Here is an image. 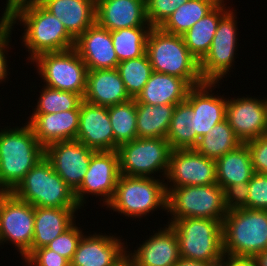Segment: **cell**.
<instances>
[{
  "instance_id": "obj_1",
  "label": "cell",
  "mask_w": 267,
  "mask_h": 266,
  "mask_svg": "<svg viewBox=\"0 0 267 266\" xmlns=\"http://www.w3.org/2000/svg\"><path fill=\"white\" fill-rule=\"evenodd\" d=\"M8 126L0 130V188L12 192L25 175L45 157L31 126Z\"/></svg>"
},
{
  "instance_id": "obj_2",
  "label": "cell",
  "mask_w": 267,
  "mask_h": 266,
  "mask_svg": "<svg viewBox=\"0 0 267 266\" xmlns=\"http://www.w3.org/2000/svg\"><path fill=\"white\" fill-rule=\"evenodd\" d=\"M13 26H24L22 43L28 49L30 62L46 52H60L75 47V39L62 22L40 3L20 7L12 14ZM19 22V23H18ZM22 24V25H21Z\"/></svg>"
},
{
  "instance_id": "obj_3",
  "label": "cell",
  "mask_w": 267,
  "mask_h": 266,
  "mask_svg": "<svg viewBox=\"0 0 267 266\" xmlns=\"http://www.w3.org/2000/svg\"><path fill=\"white\" fill-rule=\"evenodd\" d=\"M146 53L153 71L182 78L191 87L204 83L199 61L188 50L182 35L152 27L147 36Z\"/></svg>"
},
{
  "instance_id": "obj_4",
  "label": "cell",
  "mask_w": 267,
  "mask_h": 266,
  "mask_svg": "<svg viewBox=\"0 0 267 266\" xmlns=\"http://www.w3.org/2000/svg\"><path fill=\"white\" fill-rule=\"evenodd\" d=\"M223 253L256 257L267 250V210L227 211L222 222Z\"/></svg>"
},
{
  "instance_id": "obj_5",
  "label": "cell",
  "mask_w": 267,
  "mask_h": 266,
  "mask_svg": "<svg viewBox=\"0 0 267 266\" xmlns=\"http://www.w3.org/2000/svg\"><path fill=\"white\" fill-rule=\"evenodd\" d=\"M164 181V178L161 180L155 177H131L120 174L114 197L106 208L135 219H141L158 208L167 211Z\"/></svg>"
},
{
  "instance_id": "obj_6",
  "label": "cell",
  "mask_w": 267,
  "mask_h": 266,
  "mask_svg": "<svg viewBox=\"0 0 267 266\" xmlns=\"http://www.w3.org/2000/svg\"><path fill=\"white\" fill-rule=\"evenodd\" d=\"M12 193L34 207H79L74 191L45 157L25 175Z\"/></svg>"
},
{
  "instance_id": "obj_7",
  "label": "cell",
  "mask_w": 267,
  "mask_h": 266,
  "mask_svg": "<svg viewBox=\"0 0 267 266\" xmlns=\"http://www.w3.org/2000/svg\"><path fill=\"white\" fill-rule=\"evenodd\" d=\"M169 224L175 231L180 256L209 263L223 258L222 222L207 218H181Z\"/></svg>"
},
{
  "instance_id": "obj_8",
  "label": "cell",
  "mask_w": 267,
  "mask_h": 266,
  "mask_svg": "<svg viewBox=\"0 0 267 266\" xmlns=\"http://www.w3.org/2000/svg\"><path fill=\"white\" fill-rule=\"evenodd\" d=\"M166 212L172 216L168 223L181 218H207L223 222L227 214L224 190L217 183L169 188Z\"/></svg>"
},
{
  "instance_id": "obj_9",
  "label": "cell",
  "mask_w": 267,
  "mask_h": 266,
  "mask_svg": "<svg viewBox=\"0 0 267 266\" xmlns=\"http://www.w3.org/2000/svg\"><path fill=\"white\" fill-rule=\"evenodd\" d=\"M171 150L166 138H136L123 143L117 149L119 172L125 176L150 178L160 172L165 178Z\"/></svg>"
},
{
  "instance_id": "obj_10",
  "label": "cell",
  "mask_w": 267,
  "mask_h": 266,
  "mask_svg": "<svg viewBox=\"0 0 267 266\" xmlns=\"http://www.w3.org/2000/svg\"><path fill=\"white\" fill-rule=\"evenodd\" d=\"M32 62L36 63L37 72L45 86L76 93L83 98L88 69L75 48L42 53Z\"/></svg>"
},
{
  "instance_id": "obj_11",
  "label": "cell",
  "mask_w": 267,
  "mask_h": 266,
  "mask_svg": "<svg viewBox=\"0 0 267 266\" xmlns=\"http://www.w3.org/2000/svg\"><path fill=\"white\" fill-rule=\"evenodd\" d=\"M236 10H229L219 21L209 52L199 62L204 82H218L230 73L238 47Z\"/></svg>"
},
{
  "instance_id": "obj_12",
  "label": "cell",
  "mask_w": 267,
  "mask_h": 266,
  "mask_svg": "<svg viewBox=\"0 0 267 266\" xmlns=\"http://www.w3.org/2000/svg\"><path fill=\"white\" fill-rule=\"evenodd\" d=\"M33 233L34 206L4 192L0 197V245H15L23 257L31 249Z\"/></svg>"
},
{
  "instance_id": "obj_13",
  "label": "cell",
  "mask_w": 267,
  "mask_h": 266,
  "mask_svg": "<svg viewBox=\"0 0 267 266\" xmlns=\"http://www.w3.org/2000/svg\"><path fill=\"white\" fill-rule=\"evenodd\" d=\"M119 172V156L117 151H97L89 163V168L80 187L74 192L80 208L86 204V198L91 194L103 197V206H107L114 197Z\"/></svg>"
},
{
  "instance_id": "obj_14",
  "label": "cell",
  "mask_w": 267,
  "mask_h": 266,
  "mask_svg": "<svg viewBox=\"0 0 267 266\" xmlns=\"http://www.w3.org/2000/svg\"><path fill=\"white\" fill-rule=\"evenodd\" d=\"M165 179L166 191L174 187L217 183L216 160L207 158L194 149L171 150Z\"/></svg>"
},
{
  "instance_id": "obj_15",
  "label": "cell",
  "mask_w": 267,
  "mask_h": 266,
  "mask_svg": "<svg viewBox=\"0 0 267 266\" xmlns=\"http://www.w3.org/2000/svg\"><path fill=\"white\" fill-rule=\"evenodd\" d=\"M95 152L76 140L54 142L45 147V158L75 192L80 187Z\"/></svg>"
},
{
  "instance_id": "obj_16",
  "label": "cell",
  "mask_w": 267,
  "mask_h": 266,
  "mask_svg": "<svg viewBox=\"0 0 267 266\" xmlns=\"http://www.w3.org/2000/svg\"><path fill=\"white\" fill-rule=\"evenodd\" d=\"M227 98L226 119L242 143L267 134V97Z\"/></svg>"
},
{
  "instance_id": "obj_17",
  "label": "cell",
  "mask_w": 267,
  "mask_h": 266,
  "mask_svg": "<svg viewBox=\"0 0 267 266\" xmlns=\"http://www.w3.org/2000/svg\"><path fill=\"white\" fill-rule=\"evenodd\" d=\"M217 85L219 88L218 82H204L188 91L186 101L192 106L196 145L200 137L226 119L227 98L212 93Z\"/></svg>"
},
{
  "instance_id": "obj_18",
  "label": "cell",
  "mask_w": 267,
  "mask_h": 266,
  "mask_svg": "<svg viewBox=\"0 0 267 266\" xmlns=\"http://www.w3.org/2000/svg\"><path fill=\"white\" fill-rule=\"evenodd\" d=\"M76 141L96 152L114 151V134L108 107L82 100Z\"/></svg>"
},
{
  "instance_id": "obj_19",
  "label": "cell",
  "mask_w": 267,
  "mask_h": 266,
  "mask_svg": "<svg viewBox=\"0 0 267 266\" xmlns=\"http://www.w3.org/2000/svg\"><path fill=\"white\" fill-rule=\"evenodd\" d=\"M89 235L81 238L70 266H113L127 254L128 245L120 237L96 232Z\"/></svg>"
},
{
  "instance_id": "obj_20",
  "label": "cell",
  "mask_w": 267,
  "mask_h": 266,
  "mask_svg": "<svg viewBox=\"0 0 267 266\" xmlns=\"http://www.w3.org/2000/svg\"><path fill=\"white\" fill-rule=\"evenodd\" d=\"M88 70L112 69L119 64L111 32L97 22L75 41V47Z\"/></svg>"
},
{
  "instance_id": "obj_21",
  "label": "cell",
  "mask_w": 267,
  "mask_h": 266,
  "mask_svg": "<svg viewBox=\"0 0 267 266\" xmlns=\"http://www.w3.org/2000/svg\"><path fill=\"white\" fill-rule=\"evenodd\" d=\"M164 226L139 244L133 253L127 251L135 266H174L177 263L181 257L177 235L169 224Z\"/></svg>"
},
{
  "instance_id": "obj_22",
  "label": "cell",
  "mask_w": 267,
  "mask_h": 266,
  "mask_svg": "<svg viewBox=\"0 0 267 266\" xmlns=\"http://www.w3.org/2000/svg\"><path fill=\"white\" fill-rule=\"evenodd\" d=\"M96 22L109 31L151 26L145 0H96Z\"/></svg>"
},
{
  "instance_id": "obj_23",
  "label": "cell",
  "mask_w": 267,
  "mask_h": 266,
  "mask_svg": "<svg viewBox=\"0 0 267 266\" xmlns=\"http://www.w3.org/2000/svg\"><path fill=\"white\" fill-rule=\"evenodd\" d=\"M80 110H67L58 113L32 114L27 122L45 148L54 142L76 140Z\"/></svg>"
},
{
  "instance_id": "obj_24",
  "label": "cell",
  "mask_w": 267,
  "mask_h": 266,
  "mask_svg": "<svg viewBox=\"0 0 267 266\" xmlns=\"http://www.w3.org/2000/svg\"><path fill=\"white\" fill-rule=\"evenodd\" d=\"M80 207H34V233L31 249L21 259L25 260L35 249L46 247L75 223Z\"/></svg>"
},
{
  "instance_id": "obj_25",
  "label": "cell",
  "mask_w": 267,
  "mask_h": 266,
  "mask_svg": "<svg viewBox=\"0 0 267 266\" xmlns=\"http://www.w3.org/2000/svg\"><path fill=\"white\" fill-rule=\"evenodd\" d=\"M131 99L116 68L88 70L83 100L108 107Z\"/></svg>"
},
{
  "instance_id": "obj_26",
  "label": "cell",
  "mask_w": 267,
  "mask_h": 266,
  "mask_svg": "<svg viewBox=\"0 0 267 266\" xmlns=\"http://www.w3.org/2000/svg\"><path fill=\"white\" fill-rule=\"evenodd\" d=\"M39 3L62 22L75 40L96 22V0H41Z\"/></svg>"
},
{
  "instance_id": "obj_27",
  "label": "cell",
  "mask_w": 267,
  "mask_h": 266,
  "mask_svg": "<svg viewBox=\"0 0 267 266\" xmlns=\"http://www.w3.org/2000/svg\"><path fill=\"white\" fill-rule=\"evenodd\" d=\"M192 87L182 78L153 71L151 77L135 98L136 103L149 105L179 104L186 100Z\"/></svg>"
},
{
  "instance_id": "obj_28",
  "label": "cell",
  "mask_w": 267,
  "mask_h": 266,
  "mask_svg": "<svg viewBox=\"0 0 267 266\" xmlns=\"http://www.w3.org/2000/svg\"><path fill=\"white\" fill-rule=\"evenodd\" d=\"M221 0L182 37L190 53L200 62L209 52L220 19L230 10ZM227 7V8H226Z\"/></svg>"
},
{
  "instance_id": "obj_29",
  "label": "cell",
  "mask_w": 267,
  "mask_h": 266,
  "mask_svg": "<svg viewBox=\"0 0 267 266\" xmlns=\"http://www.w3.org/2000/svg\"><path fill=\"white\" fill-rule=\"evenodd\" d=\"M253 174L250 151L245 143L216 160L217 184L223 190L230 185L249 182Z\"/></svg>"
},
{
  "instance_id": "obj_30",
  "label": "cell",
  "mask_w": 267,
  "mask_h": 266,
  "mask_svg": "<svg viewBox=\"0 0 267 266\" xmlns=\"http://www.w3.org/2000/svg\"><path fill=\"white\" fill-rule=\"evenodd\" d=\"M175 106L136 103L138 138H166Z\"/></svg>"
},
{
  "instance_id": "obj_31",
  "label": "cell",
  "mask_w": 267,
  "mask_h": 266,
  "mask_svg": "<svg viewBox=\"0 0 267 266\" xmlns=\"http://www.w3.org/2000/svg\"><path fill=\"white\" fill-rule=\"evenodd\" d=\"M241 144L243 143L225 119L211 128L207 134L200 137L194 150L207 158L217 160L227 152L235 150Z\"/></svg>"
},
{
  "instance_id": "obj_32",
  "label": "cell",
  "mask_w": 267,
  "mask_h": 266,
  "mask_svg": "<svg viewBox=\"0 0 267 266\" xmlns=\"http://www.w3.org/2000/svg\"><path fill=\"white\" fill-rule=\"evenodd\" d=\"M192 118V106L186 100L176 104L166 137L172 150L194 149L196 146V131Z\"/></svg>"
},
{
  "instance_id": "obj_33",
  "label": "cell",
  "mask_w": 267,
  "mask_h": 266,
  "mask_svg": "<svg viewBox=\"0 0 267 266\" xmlns=\"http://www.w3.org/2000/svg\"><path fill=\"white\" fill-rule=\"evenodd\" d=\"M221 0H188L177 7L173 14L160 27L163 31L182 35L197 21L210 12Z\"/></svg>"
},
{
  "instance_id": "obj_34",
  "label": "cell",
  "mask_w": 267,
  "mask_h": 266,
  "mask_svg": "<svg viewBox=\"0 0 267 266\" xmlns=\"http://www.w3.org/2000/svg\"><path fill=\"white\" fill-rule=\"evenodd\" d=\"M108 114L114 134V151H117L121 144L138 138L135 99L108 106Z\"/></svg>"
},
{
  "instance_id": "obj_35",
  "label": "cell",
  "mask_w": 267,
  "mask_h": 266,
  "mask_svg": "<svg viewBox=\"0 0 267 266\" xmlns=\"http://www.w3.org/2000/svg\"><path fill=\"white\" fill-rule=\"evenodd\" d=\"M151 28L140 26L110 31L119 62L138 58L146 53L147 36Z\"/></svg>"
},
{
  "instance_id": "obj_36",
  "label": "cell",
  "mask_w": 267,
  "mask_h": 266,
  "mask_svg": "<svg viewBox=\"0 0 267 266\" xmlns=\"http://www.w3.org/2000/svg\"><path fill=\"white\" fill-rule=\"evenodd\" d=\"M116 69L132 99L138 96L153 73L147 53L138 58L119 62Z\"/></svg>"
},
{
  "instance_id": "obj_37",
  "label": "cell",
  "mask_w": 267,
  "mask_h": 266,
  "mask_svg": "<svg viewBox=\"0 0 267 266\" xmlns=\"http://www.w3.org/2000/svg\"><path fill=\"white\" fill-rule=\"evenodd\" d=\"M32 114L58 113L67 110H80L83 98L76 93L43 86Z\"/></svg>"
},
{
  "instance_id": "obj_38",
  "label": "cell",
  "mask_w": 267,
  "mask_h": 266,
  "mask_svg": "<svg viewBox=\"0 0 267 266\" xmlns=\"http://www.w3.org/2000/svg\"><path fill=\"white\" fill-rule=\"evenodd\" d=\"M188 0H145L146 17L151 27H161L177 7Z\"/></svg>"
},
{
  "instance_id": "obj_39",
  "label": "cell",
  "mask_w": 267,
  "mask_h": 266,
  "mask_svg": "<svg viewBox=\"0 0 267 266\" xmlns=\"http://www.w3.org/2000/svg\"><path fill=\"white\" fill-rule=\"evenodd\" d=\"M83 235L84 233L81 228L74 223L68 230L60 234L46 247L55 251L58 255L65 257L70 262Z\"/></svg>"
},
{
  "instance_id": "obj_40",
  "label": "cell",
  "mask_w": 267,
  "mask_h": 266,
  "mask_svg": "<svg viewBox=\"0 0 267 266\" xmlns=\"http://www.w3.org/2000/svg\"><path fill=\"white\" fill-rule=\"evenodd\" d=\"M248 183L247 209L267 210V175L254 173Z\"/></svg>"
},
{
  "instance_id": "obj_41",
  "label": "cell",
  "mask_w": 267,
  "mask_h": 266,
  "mask_svg": "<svg viewBox=\"0 0 267 266\" xmlns=\"http://www.w3.org/2000/svg\"><path fill=\"white\" fill-rule=\"evenodd\" d=\"M245 144L250 151L254 173L267 175V134Z\"/></svg>"
},
{
  "instance_id": "obj_42",
  "label": "cell",
  "mask_w": 267,
  "mask_h": 266,
  "mask_svg": "<svg viewBox=\"0 0 267 266\" xmlns=\"http://www.w3.org/2000/svg\"><path fill=\"white\" fill-rule=\"evenodd\" d=\"M24 261L28 266H70L65 257L47 247L35 249Z\"/></svg>"
},
{
  "instance_id": "obj_43",
  "label": "cell",
  "mask_w": 267,
  "mask_h": 266,
  "mask_svg": "<svg viewBox=\"0 0 267 266\" xmlns=\"http://www.w3.org/2000/svg\"><path fill=\"white\" fill-rule=\"evenodd\" d=\"M248 195V182H242L228 186L224 190V204L227 211L239 208H247Z\"/></svg>"
},
{
  "instance_id": "obj_44",
  "label": "cell",
  "mask_w": 267,
  "mask_h": 266,
  "mask_svg": "<svg viewBox=\"0 0 267 266\" xmlns=\"http://www.w3.org/2000/svg\"><path fill=\"white\" fill-rule=\"evenodd\" d=\"M12 31L0 42V83H2L3 81L6 82V78H8L7 76L9 75V69H8V60H7V55H8V49L10 46V42H11V35ZM8 48V49H7ZM7 49V50H6ZM7 55H5V54Z\"/></svg>"
},
{
  "instance_id": "obj_45",
  "label": "cell",
  "mask_w": 267,
  "mask_h": 266,
  "mask_svg": "<svg viewBox=\"0 0 267 266\" xmlns=\"http://www.w3.org/2000/svg\"><path fill=\"white\" fill-rule=\"evenodd\" d=\"M219 266H259L255 257L224 254Z\"/></svg>"
},
{
  "instance_id": "obj_46",
  "label": "cell",
  "mask_w": 267,
  "mask_h": 266,
  "mask_svg": "<svg viewBox=\"0 0 267 266\" xmlns=\"http://www.w3.org/2000/svg\"><path fill=\"white\" fill-rule=\"evenodd\" d=\"M12 13L5 8L0 17V42L13 30Z\"/></svg>"
},
{
  "instance_id": "obj_47",
  "label": "cell",
  "mask_w": 267,
  "mask_h": 266,
  "mask_svg": "<svg viewBox=\"0 0 267 266\" xmlns=\"http://www.w3.org/2000/svg\"><path fill=\"white\" fill-rule=\"evenodd\" d=\"M40 1L41 0H7L5 8H7L13 14L20 7L29 4L39 3Z\"/></svg>"
},
{
  "instance_id": "obj_48",
  "label": "cell",
  "mask_w": 267,
  "mask_h": 266,
  "mask_svg": "<svg viewBox=\"0 0 267 266\" xmlns=\"http://www.w3.org/2000/svg\"><path fill=\"white\" fill-rule=\"evenodd\" d=\"M220 263H209L180 257L174 266H219Z\"/></svg>"
},
{
  "instance_id": "obj_49",
  "label": "cell",
  "mask_w": 267,
  "mask_h": 266,
  "mask_svg": "<svg viewBox=\"0 0 267 266\" xmlns=\"http://www.w3.org/2000/svg\"><path fill=\"white\" fill-rule=\"evenodd\" d=\"M113 266H135V263L133 259L128 254H126L121 260H119Z\"/></svg>"
},
{
  "instance_id": "obj_50",
  "label": "cell",
  "mask_w": 267,
  "mask_h": 266,
  "mask_svg": "<svg viewBox=\"0 0 267 266\" xmlns=\"http://www.w3.org/2000/svg\"><path fill=\"white\" fill-rule=\"evenodd\" d=\"M255 258L259 266H267V250L261 252Z\"/></svg>"
},
{
  "instance_id": "obj_51",
  "label": "cell",
  "mask_w": 267,
  "mask_h": 266,
  "mask_svg": "<svg viewBox=\"0 0 267 266\" xmlns=\"http://www.w3.org/2000/svg\"><path fill=\"white\" fill-rule=\"evenodd\" d=\"M4 194V191L0 188V197Z\"/></svg>"
}]
</instances>
